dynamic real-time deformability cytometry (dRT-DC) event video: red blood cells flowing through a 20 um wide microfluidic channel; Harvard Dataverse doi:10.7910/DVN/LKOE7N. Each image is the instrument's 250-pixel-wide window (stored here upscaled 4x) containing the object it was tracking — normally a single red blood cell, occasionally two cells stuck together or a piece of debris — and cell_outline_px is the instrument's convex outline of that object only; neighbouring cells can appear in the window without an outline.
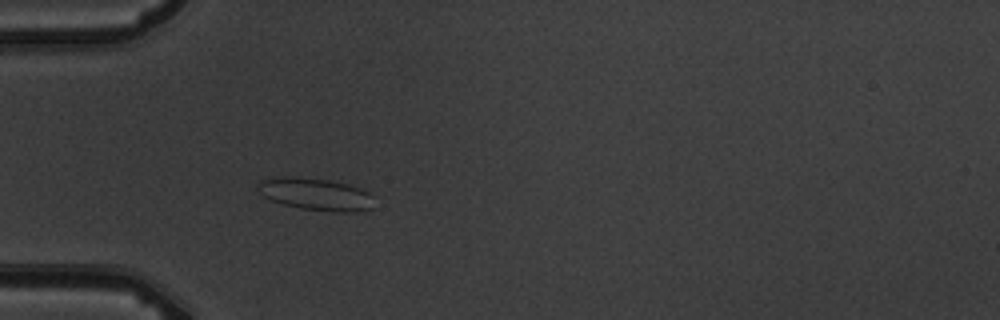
{"species": "common noctule bat (a hibernating species)", "species_latin": "Nyctalus noctula", "temperature_condition": "warm", "stored_images_in_passage": 5, "camera_frame_rate_fps": 3000, "um_per_image_px": 0.085, "animal": {"sex": "male", "body_mass_g": 19.5, "forearm_length_mm": 54.6}, "frame": {"image": 1, "passage_image": 5, "time_ms": 4.333, "image_size_px": [1000, 320], "cell_outline_px": [[372, 208], [356, 212], [336, 212], [300, 208], [284, 204], [272, 200], [264, 196], [256, 188], [256, 184], [260, 180], [280, 176], [292, 176], [328, 180], [348, 184], [360, 188], [368, 192], [372, 196]], "centroid_in_image_um": [26.82, 16.5], "position_along_channel_um": 58.2, "area_um2": 21.85}}